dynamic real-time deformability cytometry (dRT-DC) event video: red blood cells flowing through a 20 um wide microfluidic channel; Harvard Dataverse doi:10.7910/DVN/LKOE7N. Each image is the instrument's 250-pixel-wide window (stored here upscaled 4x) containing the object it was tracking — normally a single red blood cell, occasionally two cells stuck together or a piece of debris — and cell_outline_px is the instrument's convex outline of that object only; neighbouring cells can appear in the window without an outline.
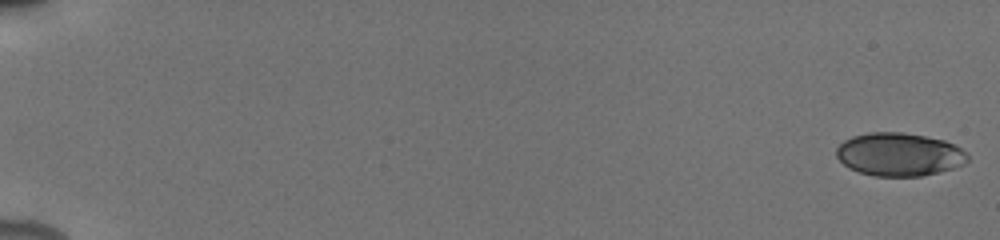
{"species": "human", "species_latin": "Homo sapiens", "temperature_condition": "cold", "stored_images_in_passage": 8, "camera_frame_rate_fps": 3000, "um_per_image_px": 0.085, "donor": {"sex": "male"}, "frame": {"image": 1, "passage_image": 1, "time_ms": 0.0, "image_size_px": [1000, 240], "cell_outline_px": [[968, 160], [964, 164], [952, 168], [920, 176], [872, 176], [848, 168], [836, 156], [836, 148], [844, 140], [852, 136], [868, 132], [904, 132], [944, 140], [968, 152]], "centroid_in_image_um": [76.41, 13.12], "position_along_channel_um": 8.6, "area_um2": 33.0}}